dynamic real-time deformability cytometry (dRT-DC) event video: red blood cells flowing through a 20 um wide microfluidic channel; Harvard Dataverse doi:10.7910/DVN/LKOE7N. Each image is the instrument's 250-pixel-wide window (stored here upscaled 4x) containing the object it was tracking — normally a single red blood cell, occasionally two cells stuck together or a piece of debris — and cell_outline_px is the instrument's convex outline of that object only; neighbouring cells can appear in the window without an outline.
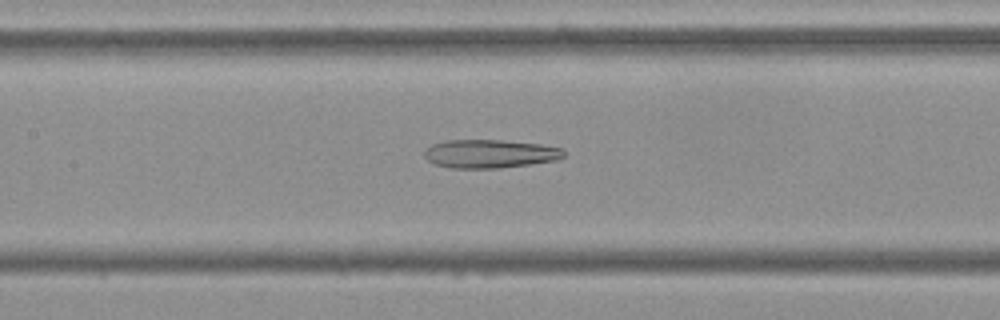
{"species": "Egyptian fruit bat (a non-hibernating species)", "species_latin": "Rousettus aegyptiacus", "temperature_condition": "cold", "stored_images_in_passage": 53, "camera_frame_rate_fps": 3000, "um_per_image_px": 0.085, "frame": {"image": 1, "passage_image": 24, "time_ms": 7.667, "image_size_px": [1000, 320], "cell_outline_px": [[564, 156], [556, 160], [532, 164], [500, 168], [452, 168], [436, 164], [428, 160], [424, 156], [424, 152], [432, 144], [448, 140], [504, 140], [540, 144], [564, 148]], "centroid_in_image_um": [41.67, 13.07], "position_along_channel_um": 165.7, "area_um2": 23.12}}
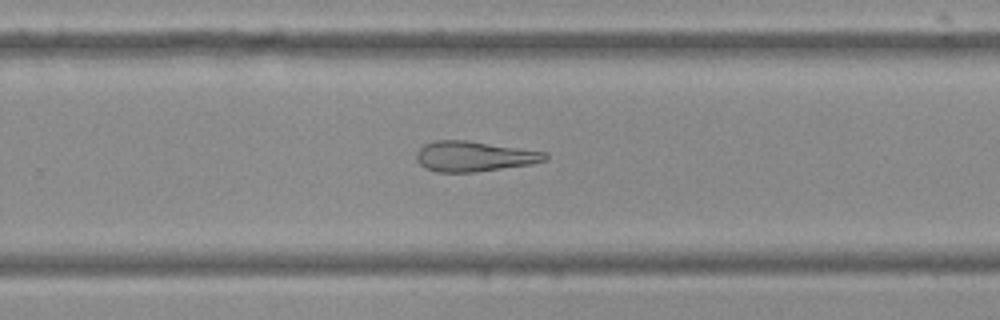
{"frame": {"image": 2, "passage_image": 34, "time_ms": 11.0, "image_size_px": [1000, 320], "cell_outline_px": [[548, 160], [532, 164], [476, 172], [436, 172], [424, 168], [416, 160], [416, 152], [424, 144], [436, 140], [464, 140], [548, 152]], "centroid_in_image_um": [40.3, 13.3], "position_along_channel_um": 289.5, "area_um2": 22.83}}
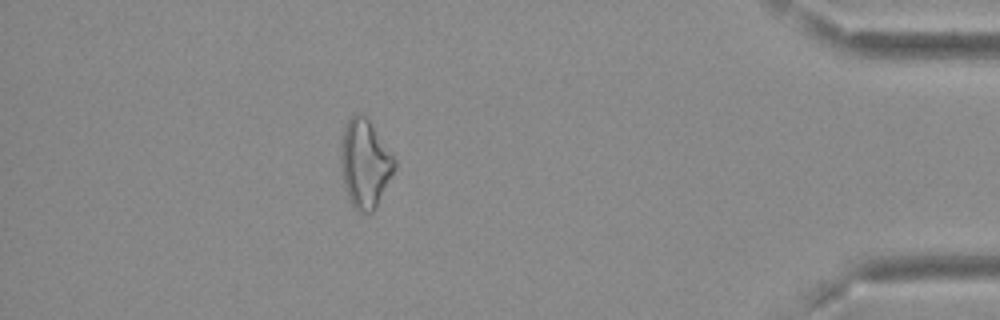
{"frame": {"image": 3, "passage_image": 47, "time_ms": 15.333, "image_size_px": [1000, 320], "cell_outline_px": [[396, 168], [372, 212], [360, 212], [352, 204], [348, 196], [344, 184], [340, 164], [340, 152], [344, 124], [356, 112], [364, 116], [368, 120], [396, 160]], "centroid_in_image_um": [30.99, 13.88], "position_along_channel_um": 404.2, "area_um2": 27.11}, "authors_computed_cell_mechanics": {"area_um2": 26.3568, "velocity_mm_per_s": 3.7221, "shape_relaxation_time_tau1_ms": null, "shape_relaxation_time_tau2_ms": 9.5833, "deformation_change_tau1": null, "deformation_change_tau2": 0.2532}}